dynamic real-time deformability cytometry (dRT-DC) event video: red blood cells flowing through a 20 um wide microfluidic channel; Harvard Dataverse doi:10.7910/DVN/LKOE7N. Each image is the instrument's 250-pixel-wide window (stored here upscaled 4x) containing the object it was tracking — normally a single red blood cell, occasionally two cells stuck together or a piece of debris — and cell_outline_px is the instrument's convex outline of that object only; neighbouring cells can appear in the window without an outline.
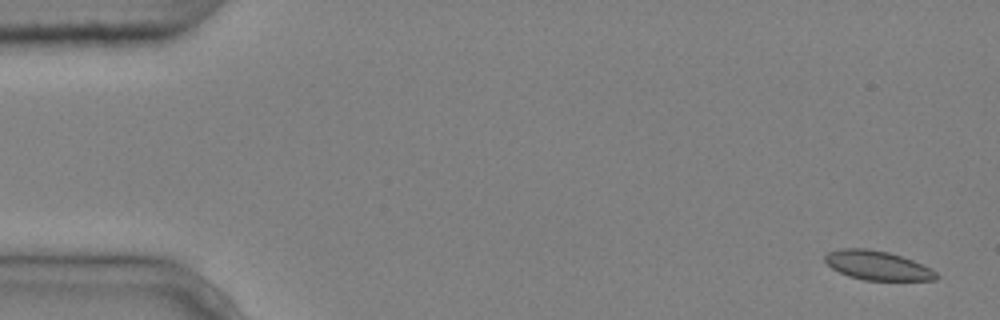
{"species": "common noctule bat (a hibernating species)", "species_latin": "Nyctalus noctula", "temperature_condition": "cold", "stored_images_in_passage": 4, "camera_frame_rate_fps": 3000, "um_per_image_px": 0.085, "animal": {"sex": "male", "body_mass_g": 20.4}, "frame": {"image": 1, "passage_image": 1, "time_ms": 0.0, "image_size_px": [1000, 320], "cell_outline_px": [[940, 276], [936, 280], [864, 280], [848, 276], [832, 268], [824, 260], [824, 256], [828, 252], [840, 248], [868, 248], [888, 252], [912, 260], [932, 268]], "centroid_in_image_um": [74.59, 22.56], "position_along_channel_um": 10.4, "area_um2": 18.96}}
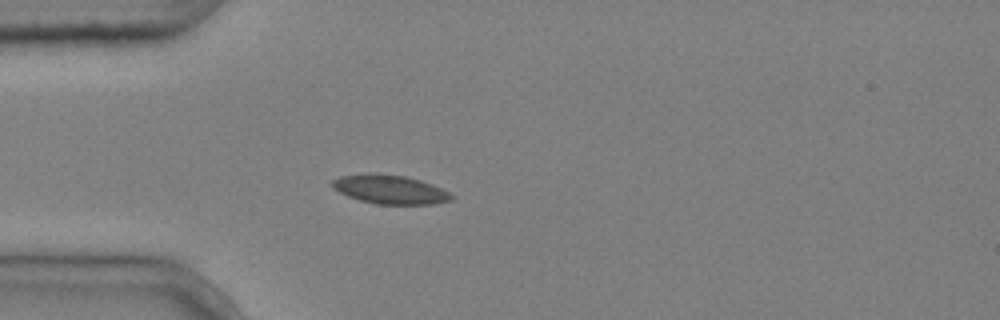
{"frame": {"image": 2, "passage_image": 4, "time_ms": 1.0, "image_size_px": [1000, 320], "cell_outline_px": [[456, 196], [452, 200], [432, 204], [376, 204], [360, 200], [348, 196], [332, 188], [332, 180], [340, 176], [368, 172], [376, 172], [404, 176], [420, 180], [432, 184]], "centroid_in_image_um": [33.13, 16.09], "position_along_channel_um": 51.9, "area_um2": 20.23}}